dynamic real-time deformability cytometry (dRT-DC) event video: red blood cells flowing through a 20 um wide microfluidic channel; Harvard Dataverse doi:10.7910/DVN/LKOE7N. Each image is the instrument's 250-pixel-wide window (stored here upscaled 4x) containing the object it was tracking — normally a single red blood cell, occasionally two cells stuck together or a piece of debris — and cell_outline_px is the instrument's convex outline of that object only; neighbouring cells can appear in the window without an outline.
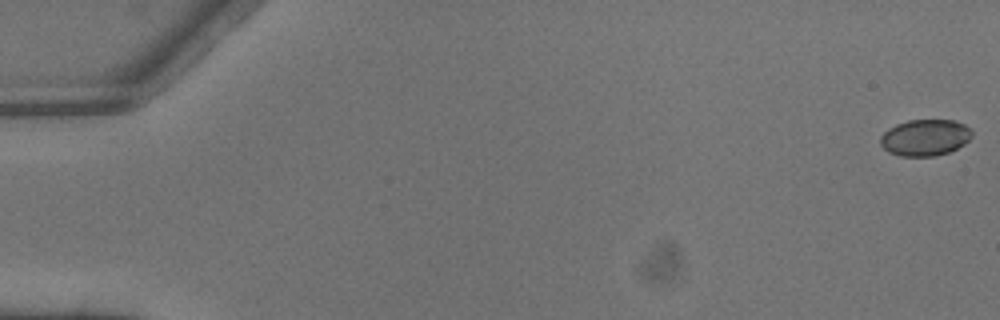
{"species": "common noctule bat (a hibernating species)", "species_latin": "Nyctalus noctula", "temperature_condition": "warm", "stored_images_in_passage": 5, "camera_frame_rate_fps": 3000, "um_per_image_px": 0.085, "animal": {"sex": "male", "body_mass_g": 13.3}, "frame": {"image": 1, "passage_image": 1, "time_ms": 0.0, "image_size_px": [1000, 320], "cell_outline_px": [[972, 136], [964, 144], [948, 152], [936, 156], [900, 156], [888, 152], [880, 144], [880, 136], [888, 128], [896, 124], [908, 120], [952, 120], [964, 124], [972, 132]], "centroid_in_image_um": [78.6, 11.69], "position_along_channel_um": 6.4, "area_um2": 19.42}}
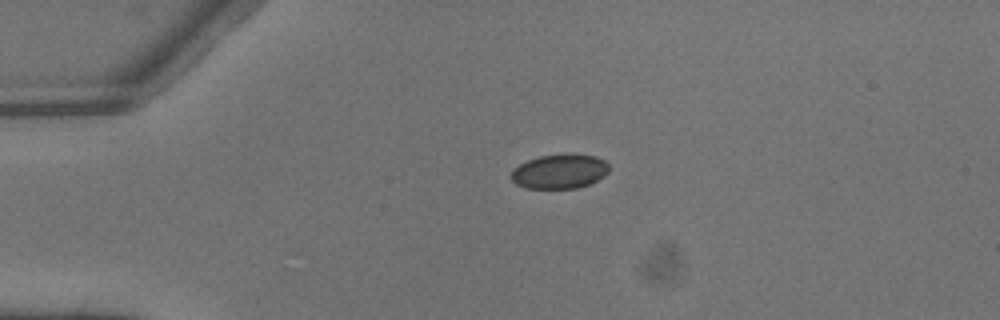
{"frame": {"image": 2, "passage_image": 4, "time_ms": 1.0, "image_size_px": [1000, 320], "cell_outline_px": [[608, 172], [604, 176], [588, 184], [576, 188], [528, 188], [516, 184], [512, 180], [512, 168], [528, 160], [540, 156], [564, 152], [572, 152], [596, 156], [604, 160], [608, 164]], "centroid_in_image_um": [47.58, 14.53], "position_along_channel_um": 37.4, "area_um2": 19.88}}